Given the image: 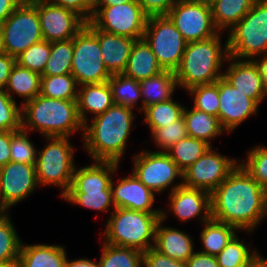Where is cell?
<instances>
[{
    "label": "cell",
    "mask_w": 267,
    "mask_h": 267,
    "mask_svg": "<svg viewBox=\"0 0 267 267\" xmlns=\"http://www.w3.org/2000/svg\"><path fill=\"white\" fill-rule=\"evenodd\" d=\"M100 267H142L143 252L135 248L103 243Z\"/></svg>",
    "instance_id": "cell-34"
},
{
    "label": "cell",
    "mask_w": 267,
    "mask_h": 267,
    "mask_svg": "<svg viewBox=\"0 0 267 267\" xmlns=\"http://www.w3.org/2000/svg\"><path fill=\"white\" fill-rule=\"evenodd\" d=\"M28 135L29 132L22 129L11 131V161L29 165L36 164L37 150Z\"/></svg>",
    "instance_id": "cell-44"
},
{
    "label": "cell",
    "mask_w": 267,
    "mask_h": 267,
    "mask_svg": "<svg viewBox=\"0 0 267 267\" xmlns=\"http://www.w3.org/2000/svg\"><path fill=\"white\" fill-rule=\"evenodd\" d=\"M182 115L188 136L205 141L210 146L212 139L221 136L225 132L218 117L194 107H191V109L184 107Z\"/></svg>",
    "instance_id": "cell-28"
},
{
    "label": "cell",
    "mask_w": 267,
    "mask_h": 267,
    "mask_svg": "<svg viewBox=\"0 0 267 267\" xmlns=\"http://www.w3.org/2000/svg\"><path fill=\"white\" fill-rule=\"evenodd\" d=\"M173 100L174 99L172 98L150 105L142 111L144 112L145 118L143 123L148 125V128L151 131V136L158 129L178 120L182 116L185 106Z\"/></svg>",
    "instance_id": "cell-32"
},
{
    "label": "cell",
    "mask_w": 267,
    "mask_h": 267,
    "mask_svg": "<svg viewBox=\"0 0 267 267\" xmlns=\"http://www.w3.org/2000/svg\"><path fill=\"white\" fill-rule=\"evenodd\" d=\"M41 75L15 63L5 86V91L13 98L16 95L23 100L22 104L32 100L40 94Z\"/></svg>",
    "instance_id": "cell-29"
},
{
    "label": "cell",
    "mask_w": 267,
    "mask_h": 267,
    "mask_svg": "<svg viewBox=\"0 0 267 267\" xmlns=\"http://www.w3.org/2000/svg\"><path fill=\"white\" fill-rule=\"evenodd\" d=\"M132 173L155 194L164 193L169 187L172 192L183 185V171L167 152L143 150L133 157ZM179 178L180 183L175 179Z\"/></svg>",
    "instance_id": "cell-11"
},
{
    "label": "cell",
    "mask_w": 267,
    "mask_h": 267,
    "mask_svg": "<svg viewBox=\"0 0 267 267\" xmlns=\"http://www.w3.org/2000/svg\"><path fill=\"white\" fill-rule=\"evenodd\" d=\"M221 32L202 41L188 42L174 74L178 87L188 89L215 83L222 77L221 68L229 57L227 40L221 43Z\"/></svg>",
    "instance_id": "cell-4"
},
{
    "label": "cell",
    "mask_w": 267,
    "mask_h": 267,
    "mask_svg": "<svg viewBox=\"0 0 267 267\" xmlns=\"http://www.w3.org/2000/svg\"><path fill=\"white\" fill-rule=\"evenodd\" d=\"M114 104L135 108L141 98L140 83L122 74H114L108 80Z\"/></svg>",
    "instance_id": "cell-36"
},
{
    "label": "cell",
    "mask_w": 267,
    "mask_h": 267,
    "mask_svg": "<svg viewBox=\"0 0 267 267\" xmlns=\"http://www.w3.org/2000/svg\"><path fill=\"white\" fill-rule=\"evenodd\" d=\"M24 0H0V25L7 20Z\"/></svg>",
    "instance_id": "cell-53"
},
{
    "label": "cell",
    "mask_w": 267,
    "mask_h": 267,
    "mask_svg": "<svg viewBox=\"0 0 267 267\" xmlns=\"http://www.w3.org/2000/svg\"><path fill=\"white\" fill-rule=\"evenodd\" d=\"M167 211L165 208L162 209V217L156 226L153 248L171 259L186 262L195 252L193 238L185 231L163 226V222L169 216Z\"/></svg>",
    "instance_id": "cell-21"
},
{
    "label": "cell",
    "mask_w": 267,
    "mask_h": 267,
    "mask_svg": "<svg viewBox=\"0 0 267 267\" xmlns=\"http://www.w3.org/2000/svg\"><path fill=\"white\" fill-rule=\"evenodd\" d=\"M64 246L49 244H21L18 262L20 267H66Z\"/></svg>",
    "instance_id": "cell-26"
},
{
    "label": "cell",
    "mask_w": 267,
    "mask_h": 267,
    "mask_svg": "<svg viewBox=\"0 0 267 267\" xmlns=\"http://www.w3.org/2000/svg\"><path fill=\"white\" fill-rule=\"evenodd\" d=\"M193 97V107L207 114L218 117L219 87L218 84L197 85L187 90Z\"/></svg>",
    "instance_id": "cell-41"
},
{
    "label": "cell",
    "mask_w": 267,
    "mask_h": 267,
    "mask_svg": "<svg viewBox=\"0 0 267 267\" xmlns=\"http://www.w3.org/2000/svg\"><path fill=\"white\" fill-rule=\"evenodd\" d=\"M264 213L267 218V186L264 187Z\"/></svg>",
    "instance_id": "cell-60"
},
{
    "label": "cell",
    "mask_w": 267,
    "mask_h": 267,
    "mask_svg": "<svg viewBox=\"0 0 267 267\" xmlns=\"http://www.w3.org/2000/svg\"><path fill=\"white\" fill-rule=\"evenodd\" d=\"M239 164L263 188L267 186V146L256 145L250 148L246 161L239 162Z\"/></svg>",
    "instance_id": "cell-43"
},
{
    "label": "cell",
    "mask_w": 267,
    "mask_h": 267,
    "mask_svg": "<svg viewBox=\"0 0 267 267\" xmlns=\"http://www.w3.org/2000/svg\"><path fill=\"white\" fill-rule=\"evenodd\" d=\"M83 123L78 115L77 100L47 98L39 94L21 104V129L39 131L43 137H70Z\"/></svg>",
    "instance_id": "cell-3"
},
{
    "label": "cell",
    "mask_w": 267,
    "mask_h": 267,
    "mask_svg": "<svg viewBox=\"0 0 267 267\" xmlns=\"http://www.w3.org/2000/svg\"><path fill=\"white\" fill-rule=\"evenodd\" d=\"M47 141L43 149H37L36 177L39 186L60 188L61 197L72 184L75 169L74 151L70 137H44Z\"/></svg>",
    "instance_id": "cell-6"
},
{
    "label": "cell",
    "mask_w": 267,
    "mask_h": 267,
    "mask_svg": "<svg viewBox=\"0 0 267 267\" xmlns=\"http://www.w3.org/2000/svg\"><path fill=\"white\" fill-rule=\"evenodd\" d=\"M51 53V42L42 40L32 44L16 57V63L42 75Z\"/></svg>",
    "instance_id": "cell-42"
},
{
    "label": "cell",
    "mask_w": 267,
    "mask_h": 267,
    "mask_svg": "<svg viewBox=\"0 0 267 267\" xmlns=\"http://www.w3.org/2000/svg\"><path fill=\"white\" fill-rule=\"evenodd\" d=\"M143 267H187L186 262L171 259L153 247L143 252Z\"/></svg>",
    "instance_id": "cell-47"
},
{
    "label": "cell",
    "mask_w": 267,
    "mask_h": 267,
    "mask_svg": "<svg viewBox=\"0 0 267 267\" xmlns=\"http://www.w3.org/2000/svg\"><path fill=\"white\" fill-rule=\"evenodd\" d=\"M229 56L254 59L267 53V0H255L251 10L229 31Z\"/></svg>",
    "instance_id": "cell-7"
},
{
    "label": "cell",
    "mask_w": 267,
    "mask_h": 267,
    "mask_svg": "<svg viewBox=\"0 0 267 267\" xmlns=\"http://www.w3.org/2000/svg\"><path fill=\"white\" fill-rule=\"evenodd\" d=\"M37 187L35 165L10 161L0 168V193L8 208L25 200Z\"/></svg>",
    "instance_id": "cell-17"
},
{
    "label": "cell",
    "mask_w": 267,
    "mask_h": 267,
    "mask_svg": "<svg viewBox=\"0 0 267 267\" xmlns=\"http://www.w3.org/2000/svg\"><path fill=\"white\" fill-rule=\"evenodd\" d=\"M0 267H20V265L18 261H13V262L0 264Z\"/></svg>",
    "instance_id": "cell-59"
},
{
    "label": "cell",
    "mask_w": 267,
    "mask_h": 267,
    "mask_svg": "<svg viewBox=\"0 0 267 267\" xmlns=\"http://www.w3.org/2000/svg\"><path fill=\"white\" fill-rule=\"evenodd\" d=\"M162 213H145L115 208L107 219L104 242L145 252L154 246L155 232Z\"/></svg>",
    "instance_id": "cell-5"
},
{
    "label": "cell",
    "mask_w": 267,
    "mask_h": 267,
    "mask_svg": "<svg viewBox=\"0 0 267 267\" xmlns=\"http://www.w3.org/2000/svg\"><path fill=\"white\" fill-rule=\"evenodd\" d=\"M8 209L9 208L3 203L2 196L0 193V215L9 214Z\"/></svg>",
    "instance_id": "cell-58"
},
{
    "label": "cell",
    "mask_w": 267,
    "mask_h": 267,
    "mask_svg": "<svg viewBox=\"0 0 267 267\" xmlns=\"http://www.w3.org/2000/svg\"><path fill=\"white\" fill-rule=\"evenodd\" d=\"M187 42L202 41L216 36L211 7L203 2L175 3L167 15Z\"/></svg>",
    "instance_id": "cell-14"
},
{
    "label": "cell",
    "mask_w": 267,
    "mask_h": 267,
    "mask_svg": "<svg viewBox=\"0 0 267 267\" xmlns=\"http://www.w3.org/2000/svg\"><path fill=\"white\" fill-rule=\"evenodd\" d=\"M66 267H100L98 261L95 262L93 260L87 258H79L74 260H69L67 258Z\"/></svg>",
    "instance_id": "cell-56"
},
{
    "label": "cell",
    "mask_w": 267,
    "mask_h": 267,
    "mask_svg": "<svg viewBox=\"0 0 267 267\" xmlns=\"http://www.w3.org/2000/svg\"><path fill=\"white\" fill-rule=\"evenodd\" d=\"M0 28L4 53L15 58L43 40L37 8L29 0H24Z\"/></svg>",
    "instance_id": "cell-9"
},
{
    "label": "cell",
    "mask_w": 267,
    "mask_h": 267,
    "mask_svg": "<svg viewBox=\"0 0 267 267\" xmlns=\"http://www.w3.org/2000/svg\"><path fill=\"white\" fill-rule=\"evenodd\" d=\"M143 38L150 45L163 70L175 72L188 42L170 18L168 16L148 17Z\"/></svg>",
    "instance_id": "cell-10"
},
{
    "label": "cell",
    "mask_w": 267,
    "mask_h": 267,
    "mask_svg": "<svg viewBox=\"0 0 267 267\" xmlns=\"http://www.w3.org/2000/svg\"><path fill=\"white\" fill-rule=\"evenodd\" d=\"M11 131H0V168L11 161Z\"/></svg>",
    "instance_id": "cell-52"
},
{
    "label": "cell",
    "mask_w": 267,
    "mask_h": 267,
    "mask_svg": "<svg viewBox=\"0 0 267 267\" xmlns=\"http://www.w3.org/2000/svg\"><path fill=\"white\" fill-rule=\"evenodd\" d=\"M186 137L188 132L182 115L178 120L158 129L151 138L156 147L161 149L160 152H167L174 144Z\"/></svg>",
    "instance_id": "cell-45"
},
{
    "label": "cell",
    "mask_w": 267,
    "mask_h": 267,
    "mask_svg": "<svg viewBox=\"0 0 267 267\" xmlns=\"http://www.w3.org/2000/svg\"><path fill=\"white\" fill-rule=\"evenodd\" d=\"M210 147L205 141L188 136L174 144L167 153L177 166L184 171L195 163Z\"/></svg>",
    "instance_id": "cell-37"
},
{
    "label": "cell",
    "mask_w": 267,
    "mask_h": 267,
    "mask_svg": "<svg viewBox=\"0 0 267 267\" xmlns=\"http://www.w3.org/2000/svg\"><path fill=\"white\" fill-rule=\"evenodd\" d=\"M117 181V182H116ZM112 179V201L115 208H125L145 213H162L153 208L156 194L147 188L132 172L130 176Z\"/></svg>",
    "instance_id": "cell-18"
},
{
    "label": "cell",
    "mask_w": 267,
    "mask_h": 267,
    "mask_svg": "<svg viewBox=\"0 0 267 267\" xmlns=\"http://www.w3.org/2000/svg\"><path fill=\"white\" fill-rule=\"evenodd\" d=\"M228 67L222 77L241 93L246 94L258 105L267 97L258 65L252 59L228 57Z\"/></svg>",
    "instance_id": "cell-20"
},
{
    "label": "cell",
    "mask_w": 267,
    "mask_h": 267,
    "mask_svg": "<svg viewBox=\"0 0 267 267\" xmlns=\"http://www.w3.org/2000/svg\"><path fill=\"white\" fill-rule=\"evenodd\" d=\"M142 105L137 107L142 112L146 107L172 99L178 88V82L173 71L164 70L156 76L140 81Z\"/></svg>",
    "instance_id": "cell-27"
},
{
    "label": "cell",
    "mask_w": 267,
    "mask_h": 267,
    "mask_svg": "<svg viewBox=\"0 0 267 267\" xmlns=\"http://www.w3.org/2000/svg\"><path fill=\"white\" fill-rule=\"evenodd\" d=\"M169 209L182 222L200 217L201 224L212 218L211 193L184 185L169 193Z\"/></svg>",
    "instance_id": "cell-19"
},
{
    "label": "cell",
    "mask_w": 267,
    "mask_h": 267,
    "mask_svg": "<svg viewBox=\"0 0 267 267\" xmlns=\"http://www.w3.org/2000/svg\"><path fill=\"white\" fill-rule=\"evenodd\" d=\"M16 58L6 53L0 55V89H5Z\"/></svg>",
    "instance_id": "cell-51"
},
{
    "label": "cell",
    "mask_w": 267,
    "mask_h": 267,
    "mask_svg": "<svg viewBox=\"0 0 267 267\" xmlns=\"http://www.w3.org/2000/svg\"><path fill=\"white\" fill-rule=\"evenodd\" d=\"M255 0H219L211 6L215 27L223 33L238 23L252 8Z\"/></svg>",
    "instance_id": "cell-30"
},
{
    "label": "cell",
    "mask_w": 267,
    "mask_h": 267,
    "mask_svg": "<svg viewBox=\"0 0 267 267\" xmlns=\"http://www.w3.org/2000/svg\"><path fill=\"white\" fill-rule=\"evenodd\" d=\"M251 267H267V259L260 255Z\"/></svg>",
    "instance_id": "cell-57"
},
{
    "label": "cell",
    "mask_w": 267,
    "mask_h": 267,
    "mask_svg": "<svg viewBox=\"0 0 267 267\" xmlns=\"http://www.w3.org/2000/svg\"><path fill=\"white\" fill-rule=\"evenodd\" d=\"M9 214L0 215V264L18 261L22 240Z\"/></svg>",
    "instance_id": "cell-39"
},
{
    "label": "cell",
    "mask_w": 267,
    "mask_h": 267,
    "mask_svg": "<svg viewBox=\"0 0 267 267\" xmlns=\"http://www.w3.org/2000/svg\"><path fill=\"white\" fill-rule=\"evenodd\" d=\"M219 0H202V2L205 4V5H207V6H209V7H211L212 5H214L216 2H218Z\"/></svg>",
    "instance_id": "cell-61"
},
{
    "label": "cell",
    "mask_w": 267,
    "mask_h": 267,
    "mask_svg": "<svg viewBox=\"0 0 267 267\" xmlns=\"http://www.w3.org/2000/svg\"><path fill=\"white\" fill-rule=\"evenodd\" d=\"M50 4L71 9L82 16L87 22L92 18L93 0H44Z\"/></svg>",
    "instance_id": "cell-49"
},
{
    "label": "cell",
    "mask_w": 267,
    "mask_h": 267,
    "mask_svg": "<svg viewBox=\"0 0 267 267\" xmlns=\"http://www.w3.org/2000/svg\"><path fill=\"white\" fill-rule=\"evenodd\" d=\"M187 267H219L216 256L203 252H194L186 261Z\"/></svg>",
    "instance_id": "cell-50"
},
{
    "label": "cell",
    "mask_w": 267,
    "mask_h": 267,
    "mask_svg": "<svg viewBox=\"0 0 267 267\" xmlns=\"http://www.w3.org/2000/svg\"><path fill=\"white\" fill-rule=\"evenodd\" d=\"M114 104L108 81L99 84H85L78 87V115L83 124L88 121V114L93 117L104 113Z\"/></svg>",
    "instance_id": "cell-24"
},
{
    "label": "cell",
    "mask_w": 267,
    "mask_h": 267,
    "mask_svg": "<svg viewBox=\"0 0 267 267\" xmlns=\"http://www.w3.org/2000/svg\"><path fill=\"white\" fill-rule=\"evenodd\" d=\"M3 53H4V51H3V42H2V31L0 28V55Z\"/></svg>",
    "instance_id": "cell-63"
},
{
    "label": "cell",
    "mask_w": 267,
    "mask_h": 267,
    "mask_svg": "<svg viewBox=\"0 0 267 267\" xmlns=\"http://www.w3.org/2000/svg\"><path fill=\"white\" fill-rule=\"evenodd\" d=\"M78 87L72 74L41 76L40 94L52 99L77 100Z\"/></svg>",
    "instance_id": "cell-35"
},
{
    "label": "cell",
    "mask_w": 267,
    "mask_h": 267,
    "mask_svg": "<svg viewBox=\"0 0 267 267\" xmlns=\"http://www.w3.org/2000/svg\"><path fill=\"white\" fill-rule=\"evenodd\" d=\"M36 8L43 40L66 41L75 37L87 21L75 11L44 0H29Z\"/></svg>",
    "instance_id": "cell-15"
},
{
    "label": "cell",
    "mask_w": 267,
    "mask_h": 267,
    "mask_svg": "<svg viewBox=\"0 0 267 267\" xmlns=\"http://www.w3.org/2000/svg\"><path fill=\"white\" fill-rule=\"evenodd\" d=\"M219 87L218 118L227 133L234 131L249 116L257 115L259 105L241 93L223 77L216 81Z\"/></svg>",
    "instance_id": "cell-16"
},
{
    "label": "cell",
    "mask_w": 267,
    "mask_h": 267,
    "mask_svg": "<svg viewBox=\"0 0 267 267\" xmlns=\"http://www.w3.org/2000/svg\"><path fill=\"white\" fill-rule=\"evenodd\" d=\"M204 228L200 233L203 249L200 252L217 256L237 234L236 227L210 219L203 223Z\"/></svg>",
    "instance_id": "cell-31"
},
{
    "label": "cell",
    "mask_w": 267,
    "mask_h": 267,
    "mask_svg": "<svg viewBox=\"0 0 267 267\" xmlns=\"http://www.w3.org/2000/svg\"><path fill=\"white\" fill-rule=\"evenodd\" d=\"M134 118L133 108L113 104L83 125L82 143L92 161H113L120 164Z\"/></svg>",
    "instance_id": "cell-2"
},
{
    "label": "cell",
    "mask_w": 267,
    "mask_h": 267,
    "mask_svg": "<svg viewBox=\"0 0 267 267\" xmlns=\"http://www.w3.org/2000/svg\"><path fill=\"white\" fill-rule=\"evenodd\" d=\"M21 130V106L0 89V131Z\"/></svg>",
    "instance_id": "cell-46"
},
{
    "label": "cell",
    "mask_w": 267,
    "mask_h": 267,
    "mask_svg": "<svg viewBox=\"0 0 267 267\" xmlns=\"http://www.w3.org/2000/svg\"><path fill=\"white\" fill-rule=\"evenodd\" d=\"M133 0H93L92 17L102 8L114 5H122Z\"/></svg>",
    "instance_id": "cell-55"
},
{
    "label": "cell",
    "mask_w": 267,
    "mask_h": 267,
    "mask_svg": "<svg viewBox=\"0 0 267 267\" xmlns=\"http://www.w3.org/2000/svg\"><path fill=\"white\" fill-rule=\"evenodd\" d=\"M239 161L231 159L212 146L183 171V185L212 193L237 167Z\"/></svg>",
    "instance_id": "cell-13"
},
{
    "label": "cell",
    "mask_w": 267,
    "mask_h": 267,
    "mask_svg": "<svg viewBox=\"0 0 267 267\" xmlns=\"http://www.w3.org/2000/svg\"><path fill=\"white\" fill-rule=\"evenodd\" d=\"M113 161H92L91 165L74 169L72 184L68 191L112 190V176L119 169Z\"/></svg>",
    "instance_id": "cell-22"
},
{
    "label": "cell",
    "mask_w": 267,
    "mask_h": 267,
    "mask_svg": "<svg viewBox=\"0 0 267 267\" xmlns=\"http://www.w3.org/2000/svg\"><path fill=\"white\" fill-rule=\"evenodd\" d=\"M98 40V29L88 21L73 37L71 74L78 86L107 82L112 76L102 59Z\"/></svg>",
    "instance_id": "cell-8"
},
{
    "label": "cell",
    "mask_w": 267,
    "mask_h": 267,
    "mask_svg": "<svg viewBox=\"0 0 267 267\" xmlns=\"http://www.w3.org/2000/svg\"><path fill=\"white\" fill-rule=\"evenodd\" d=\"M259 256L257 250H250V246L243 239L240 241L236 234L216 259L219 267H251Z\"/></svg>",
    "instance_id": "cell-33"
},
{
    "label": "cell",
    "mask_w": 267,
    "mask_h": 267,
    "mask_svg": "<svg viewBox=\"0 0 267 267\" xmlns=\"http://www.w3.org/2000/svg\"><path fill=\"white\" fill-rule=\"evenodd\" d=\"M73 38L51 42V53L41 76L71 74Z\"/></svg>",
    "instance_id": "cell-38"
},
{
    "label": "cell",
    "mask_w": 267,
    "mask_h": 267,
    "mask_svg": "<svg viewBox=\"0 0 267 267\" xmlns=\"http://www.w3.org/2000/svg\"><path fill=\"white\" fill-rule=\"evenodd\" d=\"M255 63L258 65L260 75L263 82V87L265 93L267 95V53L263 55H259L253 59Z\"/></svg>",
    "instance_id": "cell-54"
},
{
    "label": "cell",
    "mask_w": 267,
    "mask_h": 267,
    "mask_svg": "<svg viewBox=\"0 0 267 267\" xmlns=\"http://www.w3.org/2000/svg\"><path fill=\"white\" fill-rule=\"evenodd\" d=\"M212 219L253 233L265 219L264 188L238 164L211 193Z\"/></svg>",
    "instance_id": "cell-1"
},
{
    "label": "cell",
    "mask_w": 267,
    "mask_h": 267,
    "mask_svg": "<svg viewBox=\"0 0 267 267\" xmlns=\"http://www.w3.org/2000/svg\"><path fill=\"white\" fill-rule=\"evenodd\" d=\"M147 17L167 16L175 0H136Z\"/></svg>",
    "instance_id": "cell-48"
},
{
    "label": "cell",
    "mask_w": 267,
    "mask_h": 267,
    "mask_svg": "<svg viewBox=\"0 0 267 267\" xmlns=\"http://www.w3.org/2000/svg\"><path fill=\"white\" fill-rule=\"evenodd\" d=\"M62 199L94 211L107 212L110 207L114 210L112 190L104 191H67ZM113 206V207H112Z\"/></svg>",
    "instance_id": "cell-40"
},
{
    "label": "cell",
    "mask_w": 267,
    "mask_h": 267,
    "mask_svg": "<svg viewBox=\"0 0 267 267\" xmlns=\"http://www.w3.org/2000/svg\"><path fill=\"white\" fill-rule=\"evenodd\" d=\"M102 59L111 75L122 74L126 68L136 39L98 30Z\"/></svg>",
    "instance_id": "cell-23"
},
{
    "label": "cell",
    "mask_w": 267,
    "mask_h": 267,
    "mask_svg": "<svg viewBox=\"0 0 267 267\" xmlns=\"http://www.w3.org/2000/svg\"><path fill=\"white\" fill-rule=\"evenodd\" d=\"M192 2H202V0H175V3H192Z\"/></svg>",
    "instance_id": "cell-62"
},
{
    "label": "cell",
    "mask_w": 267,
    "mask_h": 267,
    "mask_svg": "<svg viewBox=\"0 0 267 267\" xmlns=\"http://www.w3.org/2000/svg\"><path fill=\"white\" fill-rule=\"evenodd\" d=\"M147 16L136 0L102 7L90 20L98 29L133 39L143 38Z\"/></svg>",
    "instance_id": "cell-12"
},
{
    "label": "cell",
    "mask_w": 267,
    "mask_h": 267,
    "mask_svg": "<svg viewBox=\"0 0 267 267\" xmlns=\"http://www.w3.org/2000/svg\"><path fill=\"white\" fill-rule=\"evenodd\" d=\"M162 71L147 41L144 38L135 40L123 74L140 82Z\"/></svg>",
    "instance_id": "cell-25"
}]
</instances>
